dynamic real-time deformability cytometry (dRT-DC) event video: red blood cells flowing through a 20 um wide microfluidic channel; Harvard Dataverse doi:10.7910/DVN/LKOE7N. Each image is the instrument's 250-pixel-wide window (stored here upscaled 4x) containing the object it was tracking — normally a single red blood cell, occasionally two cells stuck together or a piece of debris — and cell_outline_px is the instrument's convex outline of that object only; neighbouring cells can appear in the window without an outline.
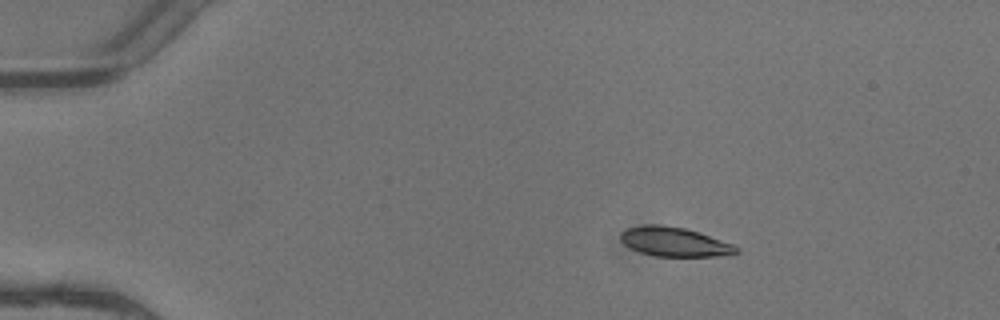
{"species": "common noctule bat (a hibernating species)", "species_latin": "Nyctalus noctula", "temperature_condition": "warm", "stored_images_in_passage": 4, "camera_frame_rate_fps": 3000, "um_per_image_px": 0.085, "animal": {"sex": "female"}, "frame": {"image": 1, "passage_image": 2, "time_ms": 0.333, "image_size_px": [1000, 320], "cell_outline_px": [[740, 252], [732, 256], [656, 256], [640, 252], [624, 244], [620, 240], [620, 232], [628, 228], [644, 224], [660, 224], [684, 228], [700, 232], [732, 244], [740, 248]], "centroid_in_image_um": [57.37, 20.56], "position_along_channel_um": 27.6, "area_um2": 19.94}}